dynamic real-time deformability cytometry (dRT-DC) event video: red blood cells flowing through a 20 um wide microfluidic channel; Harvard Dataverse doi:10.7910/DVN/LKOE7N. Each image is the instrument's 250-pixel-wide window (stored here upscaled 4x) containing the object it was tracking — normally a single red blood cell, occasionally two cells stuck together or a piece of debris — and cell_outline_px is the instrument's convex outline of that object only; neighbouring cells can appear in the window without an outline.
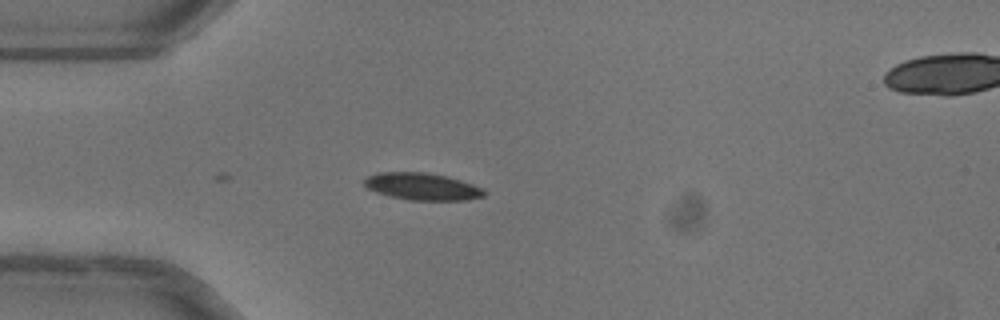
{"species": "common noctule bat (a hibernating species)", "species_latin": "Nyctalus noctula", "temperature_condition": "warm", "stored_images_in_passage": 2, "camera_frame_rate_fps": 3000, "um_per_image_px": 0.085, "animal": {"sex": "female"}, "frame": {"image": 1, "passage_image": 2, "time_ms": 0.333, "image_size_px": [1000, 320], "cell_outline_px": [[488, 192], [484, 196], [468, 200], [408, 200], [388, 196], [376, 192], [368, 188], [364, 184], [364, 180], [368, 176], [380, 172], [424, 172], [448, 176], [484, 188]], "centroid_in_image_um": [35.92, 15.86], "position_along_channel_um": 49.1, "area_um2": 19.07}}